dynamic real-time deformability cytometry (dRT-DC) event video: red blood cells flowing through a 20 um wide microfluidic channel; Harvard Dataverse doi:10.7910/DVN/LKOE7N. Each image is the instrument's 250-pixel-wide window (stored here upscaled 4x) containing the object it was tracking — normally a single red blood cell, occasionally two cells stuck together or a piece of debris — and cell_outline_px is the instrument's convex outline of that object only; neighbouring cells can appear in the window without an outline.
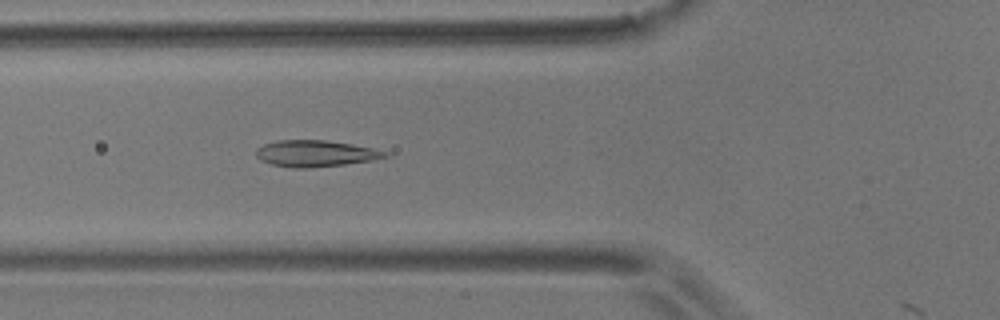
{"species": "common noctule bat (a hibernating species)", "species_latin": "Nyctalus noctula", "temperature_condition": "room temperature", "stored_images_in_passage": 20, "camera_frame_rate_fps": 3000, "um_per_image_px": 0.085, "animal": {"sex": "male", "body_mass_g": 17.9}, "frame": {"image": 1, "passage_image": 19, "time_ms": 6.0, "image_size_px": [1000, 320], "cell_outline_px": [[392, 156], [372, 160], [344, 164], [308, 168], [292, 168], [272, 164], [260, 160], [256, 156], [256, 148], [264, 144], [276, 140], [324, 140], [352, 144], [372, 148], [388, 152]], "centroid_in_image_um": [26.81, 13.04], "position_along_channel_um": 99.0, "area_um2": 19.88}}